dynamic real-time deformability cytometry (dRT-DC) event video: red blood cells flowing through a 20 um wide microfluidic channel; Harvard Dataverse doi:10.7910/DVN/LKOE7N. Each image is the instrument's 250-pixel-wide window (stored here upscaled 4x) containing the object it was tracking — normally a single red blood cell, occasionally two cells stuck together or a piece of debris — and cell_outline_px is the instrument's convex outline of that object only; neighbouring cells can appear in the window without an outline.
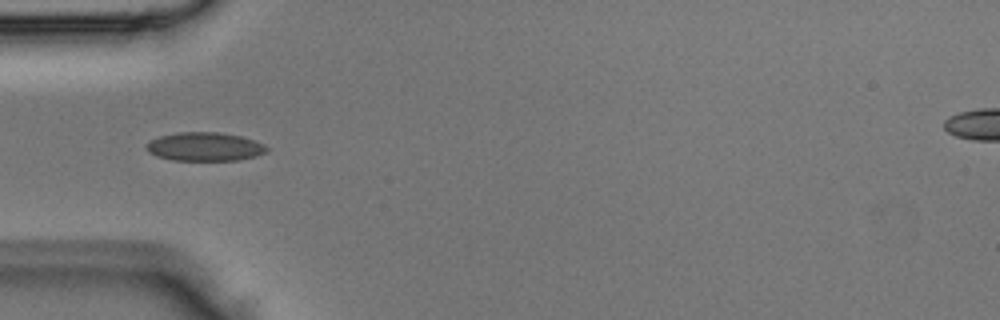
{"species": "Egyptian fruit bat (a non-hibernating species)", "species_latin": "Rousettus aegyptiacus", "temperature_condition": "room temperature", "stored_images_in_passage": 4, "camera_frame_rate_fps": 3000, "um_per_image_px": 0.085, "animal": {"sex": "male"}, "frame": {"image": 1, "passage_image": 4, "time_ms": 1.0, "image_size_px": [1000, 320], "cell_outline_px": [[268, 152], [256, 156], [236, 160], [172, 160], [156, 156], [148, 152], [144, 148], [144, 144], [160, 136], [180, 132], [220, 132], [240, 136], [264, 144], [268, 148]], "centroid_in_image_um": [17.38, 12.47], "position_along_channel_um": 67.6, "area_um2": 20.11}}